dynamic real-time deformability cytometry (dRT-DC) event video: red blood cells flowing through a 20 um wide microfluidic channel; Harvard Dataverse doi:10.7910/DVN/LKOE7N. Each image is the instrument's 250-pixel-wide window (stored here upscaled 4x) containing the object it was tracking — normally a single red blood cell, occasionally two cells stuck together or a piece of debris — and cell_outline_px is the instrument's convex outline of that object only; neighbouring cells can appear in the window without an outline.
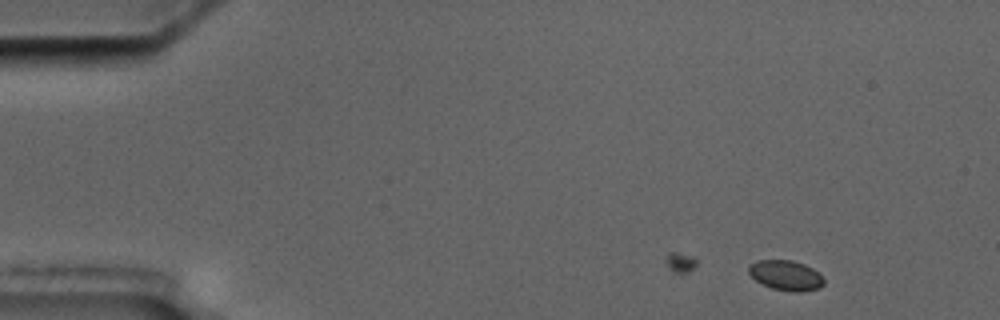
{"species": "common noctule bat (a hibernating species)", "species_latin": "Nyctalus noctula", "temperature_condition": "cold", "stored_images_in_passage": 4, "camera_frame_rate_fps": 3000, "um_per_image_px": 0.085, "animal": {"sex": "male", "body_mass_g": 17.5, "forearm_length_mm": 52.3}, "frame": {"image": 1, "passage_image": 1, "time_ms": 0.0, "image_size_px": [1000, 320], "cell_outline_px": [[824, 284], [820, 288], [800, 292], [792, 292], [772, 288], [756, 280], [748, 272], [748, 264], [756, 260], [792, 260], [804, 264], [812, 268], [824, 276]], "centroid_in_image_um": [66.82, 23.4], "position_along_channel_um": 18.2, "area_um2": 13.29}}
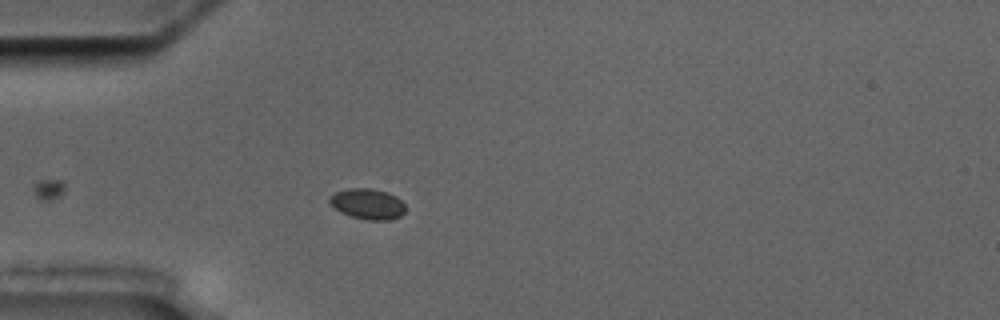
{"frame": {"image": 2, "passage_image": 4, "time_ms": 3.667, "image_size_px": [1000, 320], "cell_outline_px": [[404, 212], [400, 216], [388, 220], [368, 220], [352, 216], [340, 212], [328, 200], [328, 196], [336, 192], [348, 188], [372, 188], [388, 192], [396, 196], [404, 204]], "centroid_in_image_um": [31.24, 17.32], "position_along_channel_um": 53.8, "area_um2": 13.47}}